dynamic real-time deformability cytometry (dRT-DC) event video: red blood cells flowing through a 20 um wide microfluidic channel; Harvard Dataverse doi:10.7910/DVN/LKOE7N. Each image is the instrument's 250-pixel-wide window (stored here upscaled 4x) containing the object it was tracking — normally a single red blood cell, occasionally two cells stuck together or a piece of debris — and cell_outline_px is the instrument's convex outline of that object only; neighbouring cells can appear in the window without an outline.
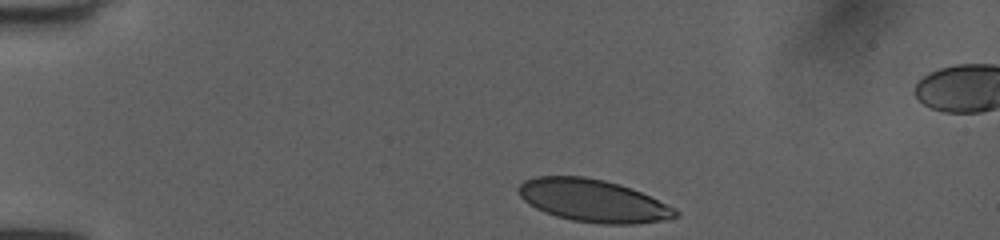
{"species": "human", "species_latin": "Homo sapiens", "temperature_condition": "room temperature", "stored_images_in_passage": 35, "camera_frame_rate_fps": 3000, "um_per_image_px": 0.085, "donor": {"sex": "female"}, "frame": {"image": 1, "passage_image": 1, "time_ms": 0.0, "image_size_px": [1000, 240], "cell_outline_px": [[680, 216], [672, 220], [636, 224], [600, 224], [572, 220], [556, 216], [544, 212], [528, 204], [520, 196], [516, 188], [524, 180], [536, 176], [584, 176], [604, 180], [620, 184], [640, 192], [676, 208], [680, 212]], "centroid_in_image_um": [50.44, 17.07], "position_along_channel_um": 34.6, "area_um2": 39.3}}
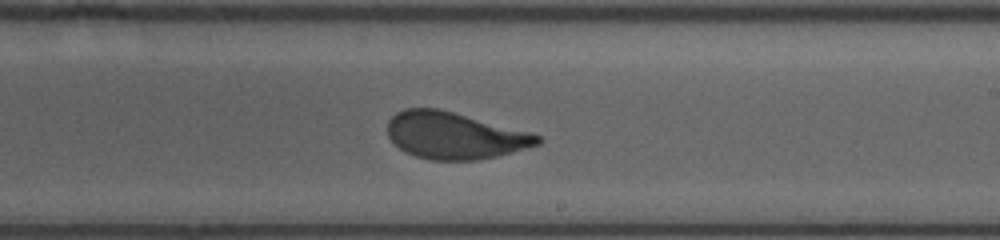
{"frame": {"image": 2, "passage_image": 22, "time_ms": 7.0, "image_size_px": [1000, 240], "cell_outline_px": [[544, 140], [540, 144], [512, 152], [496, 156], [476, 160], [432, 160], [416, 156], [400, 148], [388, 136], [388, 120], [396, 112], [404, 108], [440, 108], [532, 132], [540, 136]], "centroid_in_image_um": [38.67, 11.5], "position_along_channel_um": 250.3, "area_um2": 41.04}}
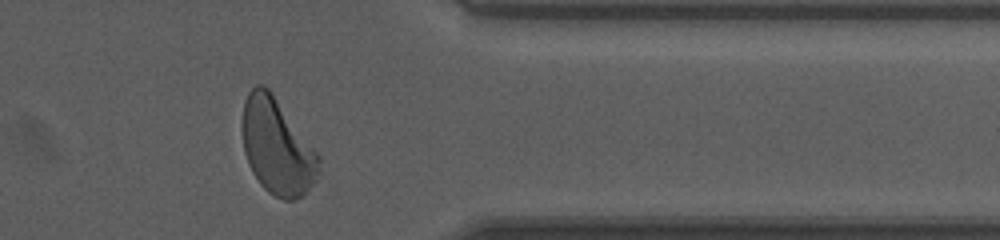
{"frame": {"image": 3, "passage_image": 33, "time_ms": 10.667, "image_size_px": [1000, 240], "cell_outline_px": [[320, 172], [316, 180], [300, 196], [292, 200], [284, 200], [268, 192], [260, 184], [252, 172], [248, 164], [244, 152], [240, 128], [240, 124], [244, 100], [248, 92], [256, 84], [264, 84], [272, 92], [320, 156]], "centroid_in_image_um": [23.51, 12.43], "position_along_channel_um": 387.9, "area_um2": 43.06}, "authors_computed_cell_mechanics": {"area_um2": 41.616, "velocity_mm_per_s": 3.9948, "shape_relaxation_time_tau1_ms": 3.8382, "shape_relaxation_time_tau2_ms": null, "deformation_change_tau1": 0.1609, "deformation_change_tau2": null}}